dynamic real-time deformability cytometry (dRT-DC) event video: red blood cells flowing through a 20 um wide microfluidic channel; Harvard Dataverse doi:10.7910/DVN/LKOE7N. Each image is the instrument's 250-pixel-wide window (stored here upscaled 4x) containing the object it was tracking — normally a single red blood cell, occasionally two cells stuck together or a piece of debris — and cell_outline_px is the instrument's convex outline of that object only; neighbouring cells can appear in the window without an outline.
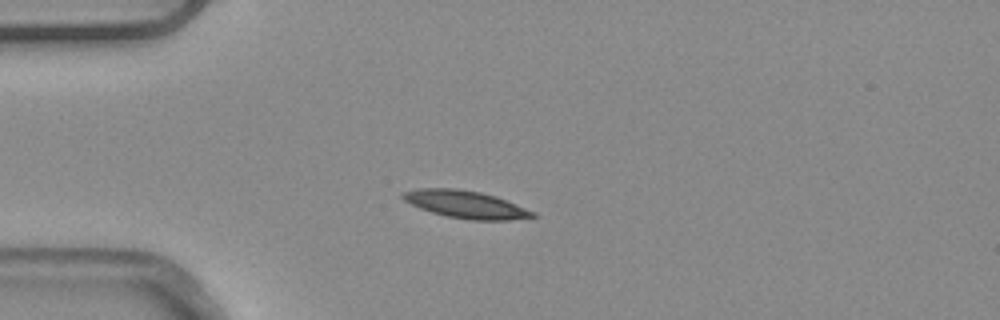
{"species": "common noctule bat (a hibernating species)", "species_latin": "Nyctalus noctula", "temperature_condition": "warm", "stored_images_in_passage": 3, "camera_frame_rate_fps": 3000, "um_per_image_px": 0.085, "animal": {"sex": "male", "body_mass_g": 20.4}, "frame": {"image": 1, "passage_image": 3, "time_ms": 0.667, "image_size_px": [1000, 320], "cell_outline_px": [[536, 216], [508, 220], [468, 220], [448, 216], [432, 212], [420, 208], [404, 200], [400, 196], [404, 192], [416, 188], [456, 188], [480, 192], [496, 196], [536, 212]], "centroid_in_image_um": [39.58, 17.37], "position_along_channel_um": 45.4, "area_um2": 20.69}}